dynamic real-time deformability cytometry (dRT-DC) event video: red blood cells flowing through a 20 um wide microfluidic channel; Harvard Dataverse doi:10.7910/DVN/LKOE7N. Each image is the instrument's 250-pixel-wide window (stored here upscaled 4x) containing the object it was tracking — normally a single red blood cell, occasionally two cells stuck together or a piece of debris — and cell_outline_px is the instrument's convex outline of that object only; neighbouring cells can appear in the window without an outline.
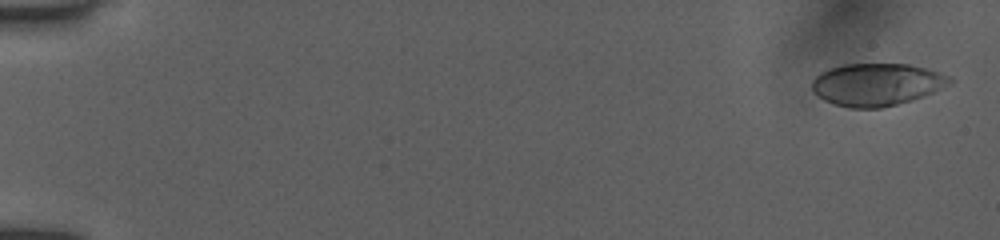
{"species": "human", "species_latin": "Homo sapiens", "temperature_condition": "room temperature", "stored_images_in_passage": 11, "camera_frame_rate_fps": 3000, "um_per_image_px": 0.085, "donor": {"sex": "female"}, "frame": {"image": 1, "passage_image": 1, "time_ms": 0.0, "image_size_px": [1000, 240], "cell_outline_px": [[956, 80], [952, 84], [924, 96], [912, 100], [880, 108], [848, 108], [832, 104], [816, 96], [812, 92], [812, 80], [820, 72], [828, 68], [840, 64], [908, 64], [940, 72], [952, 76]], "centroid_in_image_um": [74.52, 7.18], "position_along_channel_um": 10.5, "area_um2": 34.62}}
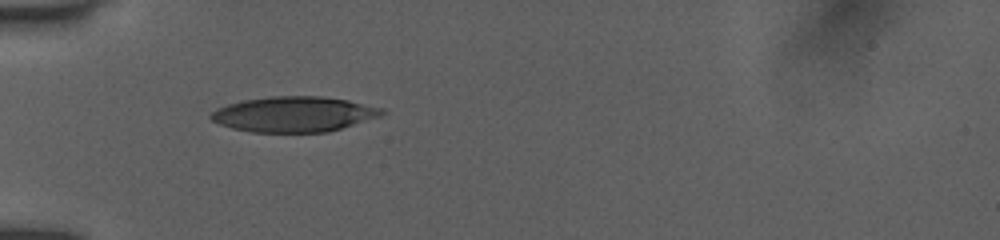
{"frame": {"image": 2, "passage_image": 10, "time_ms": 5.333, "image_size_px": [1000, 240], "cell_outline_px": [[388, 112], [380, 116], [328, 132], [252, 132], [232, 128], [220, 124], [212, 120], [208, 116], [216, 108], [228, 104], [244, 100], [268, 96], [320, 96], [348, 100], [384, 108]], "centroid_in_image_um": [24.99, 9.7], "position_along_channel_um": 60.0, "area_um2": 35.26}}
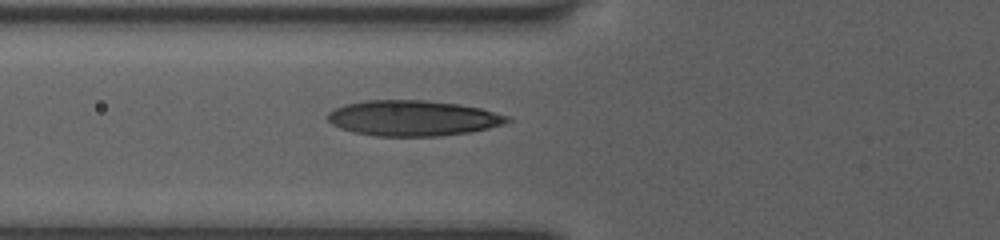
{"frame": {"image": 3, "passage_image": 11, "time_ms": 6.333, "image_size_px": [1000, 240], "cell_outline_px": [[512, 120], [504, 124], [488, 128], [468, 132], [440, 136], [376, 136], [352, 132], [340, 128], [332, 124], [328, 120], [328, 112], [344, 104], [364, 100], [424, 100], [460, 104], [480, 108], [512, 116]], "centroid_in_image_um": [35.11, 10.04], "position_along_channel_um": 90.7, "area_um2": 37.4}}